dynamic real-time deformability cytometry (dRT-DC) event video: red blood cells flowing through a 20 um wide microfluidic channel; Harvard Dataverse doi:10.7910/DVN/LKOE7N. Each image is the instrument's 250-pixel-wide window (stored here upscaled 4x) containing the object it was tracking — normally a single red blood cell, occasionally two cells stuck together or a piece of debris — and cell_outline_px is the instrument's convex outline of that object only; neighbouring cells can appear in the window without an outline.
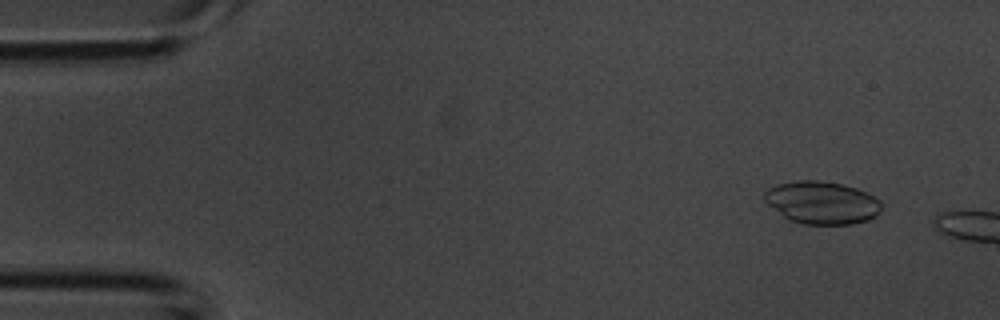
{"species": "common noctule bat (a hibernating species)", "species_latin": "Nyctalus noctula", "temperature_condition": "room temperature", "stored_images_in_passage": 2, "camera_frame_rate_fps": 3000, "um_per_image_px": 0.085, "animal": {"sex": "male", "body_mass_g": 20.1, "forearm_length_mm": 53.5}, "frame": {"image": 1, "passage_image": 1, "time_ms": 0.0, "image_size_px": [1000, 320], "cell_outline_px": [[884, 204], [876, 216], [868, 220], [852, 224], [800, 224], [788, 220], [768, 204], [764, 200], [764, 192], [768, 188], [780, 184], [796, 180], [820, 180], [844, 184], [856, 188], [880, 200]], "centroid_in_image_um": [69.87, 17.23], "position_along_channel_um": 15.1, "area_um2": 29.25}}